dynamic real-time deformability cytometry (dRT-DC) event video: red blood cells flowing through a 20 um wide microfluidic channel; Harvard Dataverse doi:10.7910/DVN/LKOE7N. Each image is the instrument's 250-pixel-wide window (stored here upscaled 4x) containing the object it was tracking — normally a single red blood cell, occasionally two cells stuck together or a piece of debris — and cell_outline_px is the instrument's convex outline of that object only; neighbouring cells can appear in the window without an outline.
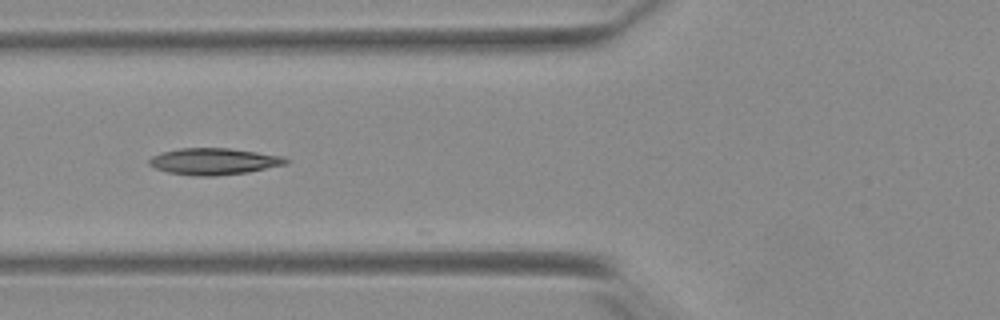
{"species": "Egyptian fruit bat (a non-hibernating species)", "species_latin": "Rousettus aegyptiacus", "temperature_condition": "warm", "stored_images_in_passage": 21, "camera_frame_rate_fps": 3000, "um_per_image_px": 0.085, "animal": {"sex": "female"}, "frame": {"image": 1, "passage_image": 18, "time_ms": 5.667, "image_size_px": [1000, 320], "cell_outline_px": [[288, 164], [248, 172], [216, 176], [196, 176], [168, 172], [156, 168], [148, 164], [148, 160], [152, 156], [160, 152], [180, 148], [228, 148], [284, 156], [288, 160]], "centroid_in_image_um": [18.18, 13.72], "position_along_channel_um": 107.6, "area_um2": 21.21}}